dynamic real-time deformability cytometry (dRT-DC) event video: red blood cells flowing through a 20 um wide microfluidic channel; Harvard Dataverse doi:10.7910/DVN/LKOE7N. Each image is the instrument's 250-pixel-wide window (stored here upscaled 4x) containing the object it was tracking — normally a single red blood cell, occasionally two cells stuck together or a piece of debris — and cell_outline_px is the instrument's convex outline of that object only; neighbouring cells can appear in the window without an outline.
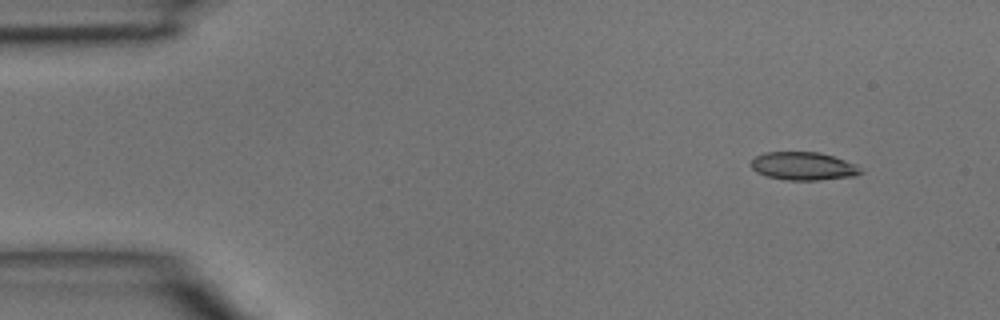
{"species": "common noctule bat (a hibernating species)", "species_latin": "Nyctalus noctula", "temperature_condition": "room temperature", "stored_images_in_passage": 42, "camera_frame_rate_fps": 3000, "um_per_image_px": 0.085, "animal": {"sex": "male", "body_mass_g": 15.6}, "frame": {"image": 1, "passage_image": 1, "time_ms": 0.0, "image_size_px": [1000, 320], "cell_outline_px": [[864, 172], [856, 176], [820, 180], [788, 180], [768, 176], [756, 172], [752, 168], [752, 160], [756, 156], [764, 152], [820, 152], [856, 164]], "centroid_in_image_um": [68.32, 14.12], "position_along_channel_um": 16.7, "area_um2": 17.92}}
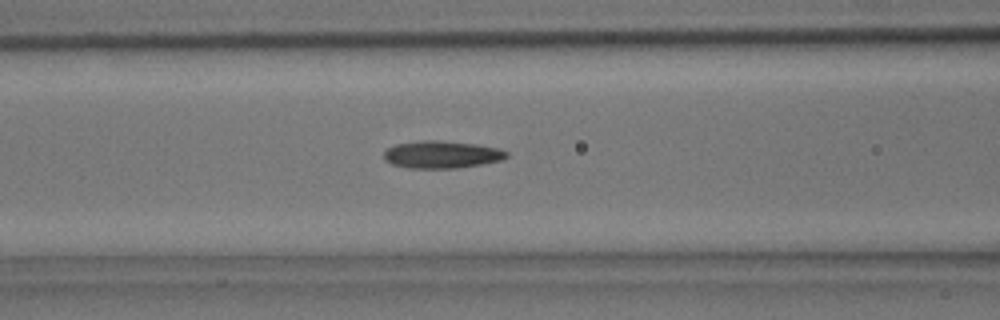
{"frame": {"image": 2, "passage_image": 15, "time_ms": 4.667, "image_size_px": [1000, 320], "cell_outline_px": [[508, 156], [500, 160], [480, 164], [456, 168], [408, 168], [392, 164], [384, 160], [384, 152], [388, 148], [396, 144], [424, 140], [440, 140], [476, 144], [500, 148], [508, 152]], "centroid_in_image_um": [37.54, 13.13], "position_along_channel_um": 129.1, "area_um2": 19.54}}
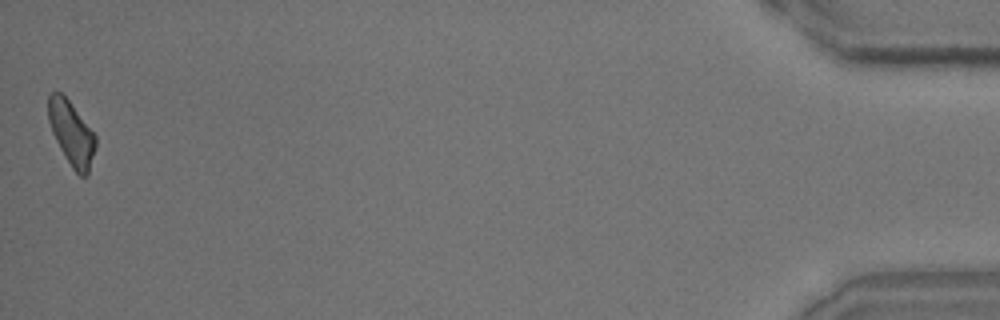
{"frame": {"image": 3, "passage_image": 42, "time_ms": 13.667, "image_size_px": [1000, 320], "cell_outline_px": [[96, 148], [88, 172], [84, 176], [80, 176], [72, 168], [60, 148], [52, 132], [48, 120], [48, 96], [52, 92], [60, 92], [68, 100], [96, 136]], "centroid_in_image_um": [6.07, 11.33], "position_along_channel_um": 429.1, "area_um2": 17.28}}